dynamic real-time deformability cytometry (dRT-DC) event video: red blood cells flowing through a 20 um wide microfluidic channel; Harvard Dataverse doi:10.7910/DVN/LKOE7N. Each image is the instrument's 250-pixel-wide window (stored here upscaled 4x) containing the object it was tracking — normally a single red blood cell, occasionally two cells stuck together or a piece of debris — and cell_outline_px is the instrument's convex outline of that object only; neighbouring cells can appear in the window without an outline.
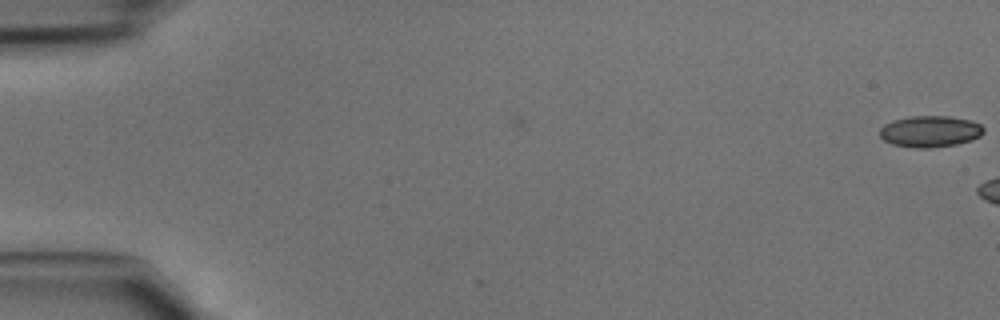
{"species": "common noctule bat (a hibernating species)", "species_latin": "Nyctalus noctula", "temperature_condition": "cold", "stored_images_in_passage": 2, "camera_frame_rate_fps": 3000, "um_per_image_px": 0.085, "animal": {"sex": "male", "body_mass_g": 15.6}, "frame": {"image": 1, "passage_image": 2, "time_ms": 0.333, "image_size_px": [1000, 320], "cell_outline_px": [[984, 132], [980, 136], [972, 140], [956, 144], [928, 148], [916, 148], [892, 144], [884, 140], [880, 136], [880, 128], [884, 124], [892, 120], [912, 116], [948, 116], [968, 120], [980, 124], [984, 128]], "centroid_in_image_um": [79.04, 11.17], "position_along_channel_um": 6.0, "area_um2": 18.96}}